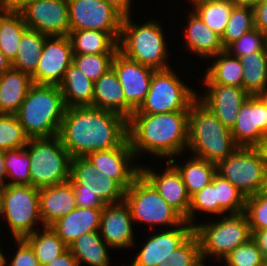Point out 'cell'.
<instances>
[{"instance_id": "62", "label": "cell", "mask_w": 267, "mask_h": 266, "mask_svg": "<svg viewBox=\"0 0 267 266\" xmlns=\"http://www.w3.org/2000/svg\"><path fill=\"white\" fill-rule=\"evenodd\" d=\"M3 188H0V215H2Z\"/></svg>"}, {"instance_id": "38", "label": "cell", "mask_w": 267, "mask_h": 266, "mask_svg": "<svg viewBox=\"0 0 267 266\" xmlns=\"http://www.w3.org/2000/svg\"><path fill=\"white\" fill-rule=\"evenodd\" d=\"M253 28H255V25L252 6L235 5L232 8L225 31L220 38L223 48L226 49L231 43Z\"/></svg>"}, {"instance_id": "13", "label": "cell", "mask_w": 267, "mask_h": 266, "mask_svg": "<svg viewBox=\"0 0 267 266\" xmlns=\"http://www.w3.org/2000/svg\"><path fill=\"white\" fill-rule=\"evenodd\" d=\"M70 31L108 32L117 42L123 16L105 0H68Z\"/></svg>"}, {"instance_id": "31", "label": "cell", "mask_w": 267, "mask_h": 266, "mask_svg": "<svg viewBox=\"0 0 267 266\" xmlns=\"http://www.w3.org/2000/svg\"><path fill=\"white\" fill-rule=\"evenodd\" d=\"M168 161L181 175L190 197L212 182L214 176L217 174L216 164L205 159L193 157V159L190 158L183 166H177L174 158Z\"/></svg>"}, {"instance_id": "59", "label": "cell", "mask_w": 267, "mask_h": 266, "mask_svg": "<svg viewBox=\"0 0 267 266\" xmlns=\"http://www.w3.org/2000/svg\"><path fill=\"white\" fill-rule=\"evenodd\" d=\"M267 107V87L258 95Z\"/></svg>"}, {"instance_id": "28", "label": "cell", "mask_w": 267, "mask_h": 266, "mask_svg": "<svg viewBox=\"0 0 267 266\" xmlns=\"http://www.w3.org/2000/svg\"><path fill=\"white\" fill-rule=\"evenodd\" d=\"M92 107L111 111L125 117V95L112 68L94 82Z\"/></svg>"}, {"instance_id": "51", "label": "cell", "mask_w": 267, "mask_h": 266, "mask_svg": "<svg viewBox=\"0 0 267 266\" xmlns=\"http://www.w3.org/2000/svg\"><path fill=\"white\" fill-rule=\"evenodd\" d=\"M252 239L256 242L264 258L267 260V228L258 231H251Z\"/></svg>"}, {"instance_id": "35", "label": "cell", "mask_w": 267, "mask_h": 266, "mask_svg": "<svg viewBox=\"0 0 267 266\" xmlns=\"http://www.w3.org/2000/svg\"><path fill=\"white\" fill-rule=\"evenodd\" d=\"M43 229L42 234L35 231L23 238L32 248L40 266L47 265L68 249L51 227H43Z\"/></svg>"}, {"instance_id": "36", "label": "cell", "mask_w": 267, "mask_h": 266, "mask_svg": "<svg viewBox=\"0 0 267 266\" xmlns=\"http://www.w3.org/2000/svg\"><path fill=\"white\" fill-rule=\"evenodd\" d=\"M192 5L201 20L221 38L235 5L229 0H198Z\"/></svg>"}, {"instance_id": "4", "label": "cell", "mask_w": 267, "mask_h": 266, "mask_svg": "<svg viewBox=\"0 0 267 266\" xmlns=\"http://www.w3.org/2000/svg\"><path fill=\"white\" fill-rule=\"evenodd\" d=\"M65 109L59 86L34 84L15 115L30 139L49 138L58 135Z\"/></svg>"}, {"instance_id": "21", "label": "cell", "mask_w": 267, "mask_h": 266, "mask_svg": "<svg viewBox=\"0 0 267 266\" xmlns=\"http://www.w3.org/2000/svg\"><path fill=\"white\" fill-rule=\"evenodd\" d=\"M132 221L129 206L124 201L106 205L99 228L102 239L112 248L131 247L134 243Z\"/></svg>"}, {"instance_id": "25", "label": "cell", "mask_w": 267, "mask_h": 266, "mask_svg": "<svg viewBox=\"0 0 267 266\" xmlns=\"http://www.w3.org/2000/svg\"><path fill=\"white\" fill-rule=\"evenodd\" d=\"M33 85L32 76L14 68L0 74V114H15Z\"/></svg>"}, {"instance_id": "43", "label": "cell", "mask_w": 267, "mask_h": 266, "mask_svg": "<svg viewBox=\"0 0 267 266\" xmlns=\"http://www.w3.org/2000/svg\"><path fill=\"white\" fill-rule=\"evenodd\" d=\"M202 262L199 239L193 233L172 252L167 262H162L158 266H199Z\"/></svg>"}, {"instance_id": "58", "label": "cell", "mask_w": 267, "mask_h": 266, "mask_svg": "<svg viewBox=\"0 0 267 266\" xmlns=\"http://www.w3.org/2000/svg\"><path fill=\"white\" fill-rule=\"evenodd\" d=\"M0 8L11 9V0H0Z\"/></svg>"}, {"instance_id": "2", "label": "cell", "mask_w": 267, "mask_h": 266, "mask_svg": "<svg viewBox=\"0 0 267 266\" xmlns=\"http://www.w3.org/2000/svg\"><path fill=\"white\" fill-rule=\"evenodd\" d=\"M188 118L189 111L132 113L128 139L134 155L145 151L161 158L178 156L188 145Z\"/></svg>"}, {"instance_id": "40", "label": "cell", "mask_w": 267, "mask_h": 266, "mask_svg": "<svg viewBox=\"0 0 267 266\" xmlns=\"http://www.w3.org/2000/svg\"><path fill=\"white\" fill-rule=\"evenodd\" d=\"M5 167L9 185H31L30 156L27 147L6 150Z\"/></svg>"}, {"instance_id": "34", "label": "cell", "mask_w": 267, "mask_h": 266, "mask_svg": "<svg viewBox=\"0 0 267 266\" xmlns=\"http://www.w3.org/2000/svg\"><path fill=\"white\" fill-rule=\"evenodd\" d=\"M47 37L38 31L27 29L21 36L12 68L32 76L36 72Z\"/></svg>"}, {"instance_id": "24", "label": "cell", "mask_w": 267, "mask_h": 266, "mask_svg": "<svg viewBox=\"0 0 267 266\" xmlns=\"http://www.w3.org/2000/svg\"><path fill=\"white\" fill-rule=\"evenodd\" d=\"M102 209L76 207L50 227L69 247L81 235L99 230Z\"/></svg>"}, {"instance_id": "60", "label": "cell", "mask_w": 267, "mask_h": 266, "mask_svg": "<svg viewBox=\"0 0 267 266\" xmlns=\"http://www.w3.org/2000/svg\"><path fill=\"white\" fill-rule=\"evenodd\" d=\"M11 9L0 8V20L10 11Z\"/></svg>"}, {"instance_id": "16", "label": "cell", "mask_w": 267, "mask_h": 266, "mask_svg": "<svg viewBox=\"0 0 267 266\" xmlns=\"http://www.w3.org/2000/svg\"><path fill=\"white\" fill-rule=\"evenodd\" d=\"M72 62L73 49L69 36L47 37L36 72L32 75L33 83L59 86Z\"/></svg>"}, {"instance_id": "27", "label": "cell", "mask_w": 267, "mask_h": 266, "mask_svg": "<svg viewBox=\"0 0 267 266\" xmlns=\"http://www.w3.org/2000/svg\"><path fill=\"white\" fill-rule=\"evenodd\" d=\"M188 19L185 40L191 52L209 59L224 50L220 37L194 11Z\"/></svg>"}, {"instance_id": "54", "label": "cell", "mask_w": 267, "mask_h": 266, "mask_svg": "<svg viewBox=\"0 0 267 266\" xmlns=\"http://www.w3.org/2000/svg\"><path fill=\"white\" fill-rule=\"evenodd\" d=\"M12 68L11 61L5 56V54L0 50V74Z\"/></svg>"}, {"instance_id": "50", "label": "cell", "mask_w": 267, "mask_h": 266, "mask_svg": "<svg viewBox=\"0 0 267 266\" xmlns=\"http://www.w3.org/2000/svg\"><path fill=\"white\" fill-rule=\"evenodd\" d=\"M45 266H78V263L71 251L67 249L63 254Z\"/></svg>"}, {"instance_id": "22", "label": "cell", "mask_w": 267, "mask_h": 266, "mask_svg": "<svg viewBox=\"0 0 267 266\" xmlns=\"http://www.w3.org/2000/svg\"><path fill=\"white\" fill-rule=\"evenodd\" d=\"M162 174H156L149 167L142 168L140 173L154 186L162 198L174 208L184 219L188 216L191 197L187 192L181 175L168 161Z\"/></svg>"}, {"instance_id": "1", "label": "cell", "mask_w": 267, "mask_h": 266, "mask_svg": "<svg viewBox=\"0 0 267 266\" xmlns=\"http://www.w3.org/2000/svg\"><path fill=\"white\" fill-rule=\"evenodd\" d=\"M58 136L72 158L121 146L128 139V119L92 106L66 108Z\"/></svg>"}, {"instance_id": "56", "label": "cell", "mask_w": 267, "mask_h": 266, "mask_svg": "<svg viewBox=\"0 0 267 266\" xmlns=\"http://www.w3.org/2000/svg\"><path fill=\"white\" fill-rule=\"evenodd\" d=\"M233 5L253 6L260 0H229Z\"/></svg>"}, {"instance_id": "17", "label": "cell", "mask_w": 267, "mask_h": 266, "mask_svg": "<svg viewBox=\"0 0 267 266\" xmlns=\"http://www.w3.org/2000/svg\"><path fill=\"white\" fill-rule=\"evenodd\" d=\"M86 158L96 167L98 172L116 180L125 190L140 174L139 166L136 167L130 163L135 159V155L129 139L121 146L89 153Z\"/></svg>"}, {"instance_id": "42", "label": "cell", "mask_w": 267, "mask_h": 266, "mask_svg": "<svg viewBox=\"0 0 267 266\" xmlns=\"http://www.w3.org/2000/svg\"><path fill=\"white\" fill-rule=\"evenodd\" d=\"M115 54H73V63L84 75L95 82L111 68Z\"/></svg>"}, {"instance_id": "47", "label": "cell", "mask_w": 267, "mask_h": 266, "mask_svg": "<svg viewBox=\"0 0 267 266\" xmlns=\"http://www.w3.org/2000/svg\"><path fill=\"white\" fill-rule=\"evenodd\" d=\"M245 215L247 216L250 231L267 228V192L246 197Z\"/></svg>"}, {"instance_id": "18", "label": "cell", "mask_w": 267, "mask_h": 266, "mask_svg": "<svg viewBox=\"0 0 267 266\" xmlns=\"http://www.w3.org/2000/svg\"><path fill=\"white\" fill-rule=\"evenodd\" d=\"M238 147H257L267 132V107L261 98L249 96L230 129Z\"/></svg>"}, {"instance_id": "44", "label": "cell", "mask_w": 267, "mask_h": 266, "mask_svg": "<svg viewBox=\"0 0 267 266\" xmlns=\"http://www.w3.org/2000/svg\"><path fill=\"white\" fill-rule=\"evenodd\" d=\"M224 260L228 266H263L267 262L252 238L236 247Z\"/></svg>"}, {"instance_id": "9", "label": "cell", "mask_w": 267, "mask_h": 266, "mask_svg": "<svg viewBox=\"0 0 267 266\" xmlns=\"http://www.w3.org/2000/svg\"><path fill=\"white\" fill-rule=\"evenodd\" d=\"M124 202L129 206L132 220L137 223L176 227L184 221L141 173L125 190Z\"/></svg>"}, {"instance_id": "20", "label": "cell", "mask_w": 267, "mask_h": 266, "mask_svg": "<svg viewBox=\"0 0 267 266\" xmlns=\"http://www.w3.org/2000/svg\"><path fill=\"white\" fill-rule=\"evenodd\" d=\"M205 97H197L225 126L232 128L239 110L249 95L243 88L218 84H206ZM201 98V99H200Z\"/></svg>"}, {"instance_id": "14", "label": "cell", "mask_w": 267, "mask_h": 266, "mask_svg": "<svg viewBox=\"0 0 267 266\" xmlns=\"http://www.w3.org/2000/svg\"><path fill=\"white\" fill-rule=\"evenodd\" d=\"M17 11L30 30L48 37L69 35L68 0H29Z\"/></svg>"}, {"instance_id": "3", "label": "cell", "mask_w": 267, "mask_h": 266, "mask_svg": "<svg viewBox=\"0 0 267 266\" xmlns=\"http://www.w3.org/2000/svg\"><path fill=\"white\" fill-rule=\"evenodd\" d=\"M230 128L225 126L198 98L188 118V145L197 158L217 164L236 149Z\"/></svg>"}, {"instance_id": "37", "label": "cell", "mask_w": 267, "mask_h": 266, "mask_svg": "<svg viewBox=\"0 0 267 266\" xmlns=\"http://www.w3.org/2000/svg\"><path fill=\"white\" fill-rule=\"evenodd\" d=\"M28 29L22 15L11 9L0 20V50L11 61H14L22 34Z\"/></svg>"}, {"instance_id": "46", "label": "cell", "mask_w": 267, "mask_h": 266, "mask_svg": "<svg viewBox=\"0 0 267 266\" xmlns=\"http://www.w3.org/2000/svg\"><path fill=\"white\" fill-rule=\"evenodd\" d=\"M196 210L206 213H215L219 216V201H217L216 188L214 187V178L212 182H210L202 190L197 191L191 196L188 216L184 219L191 226H194L192 222L194 221V211Z\"/></svg>"}, {"instance_id": "49", "label": "cell", "mask_w": 267, "mask_h": 266, "mask_svg": "<svg viewBox=\"0 0 267 266\" xmlns=\"http://www.w3.org/2000/svg\"><path fill=\"white\" fill-rule=\"evenodd\" d=\"M252 8L255 28L267 35V0H260Z\"/></svg>"}, {"instance_id": "52", "label": "cell", "mask_w": 267, "mask_h": 266, "mask_svg": "<svg viewBox=\"0 0 267 266\" xmlns=\"http://www.w3.org/2000/svg\"><path fill=\"white\" fill-rule=\"evenodd\" d=\"M114 9H116L123 17L130 16L131 0H105Z\"/></svg>"}, {"instance_id": "6", "label": "cell", "mask_w": 267, "mask_h": 266, "mask_svg": "<svg viewBox=\"0 0 267 266\" xmlns=\"http://www.w3.org/2000/svg\"><path fill=\"white\" fill-rule=\"evenodd\" d=\"M69 181L77 207L104 208L124 201L125 189L116 180L98 172L86 157L71 159Z\"/></svg>"}, {"instance_id": "5", "label": "cell", "mask_w": 267, "mask_h": 266, "mask_svg": "<svg viewBox=\"0 0 267 266\" xmlns=\"http://www.w3.org/2000/svg\"><path fill=\"white\" fill-rule=\"evenodd\" d=\"M156 21L134 24L130 16L123 17L118 51L128 59L154 70L169 69L163 31ZM168 64V65H167Z\"/></svg>"}, {"instance_id": "26", "label": "cell", "mask_w": 267, "mask_h": 266, "mask_svg": "<svg viewBox=\"0 0 267 266\" xmlns=\"http://www.w3.org/2000/svg\"><path fill=\"white\" fill-rule=\"evenodd\" d=\"M66 108L93 105L94 82L72 62L59 85Z\"/></svg>"}, {"instance_id": "30", "label": "cell", "mask_w": 267, "mask_h": 266, "mask_svg": "<svg viewBox=\"0 0 267 266\" xmlns=\"http://www.w3.org/2000/svg\"><path fill=\"white\" fill-rule=\"evenodd\" d=\"M217 60L209 66L204 78L205 84H218L242 88V64L240 59L231 56L225 49L214 56Z\"/></svg>"}, {"instance_id": "39", "label": "cell", "mask_w": 267, "mask_h": 266, "mask_svg": "<svg viewBox=\"0 0 267 266\" xmlns=\"http://www.w3.org/2000/svg\"><path fill=\"white\" fill-rule=\"evenodd\" d=\"M217 201H219V215L240 214L245 211L246 196L233 186L228 180L216 174L214 176Z\"/></svg>"}, {"instance_id": "15", "label": "cell", "mask_w": 267, "mask_h": 266, "mask_svg": "<svg viewBox=\"0 0 267 266\" xmlns=\"http://www.w3.org/2000/svg\"><path fill=\"white\" fill-rule=\"evenodd\" d=\"M111 68L121 83L125 95V118L129 119L144 102L156 70L128 59L119 51L113 58Z\"/></svg>"}, {"instance_id": "61", "label": "cell", "mask_w": 267, "mask_h": 266, "mask_svg": "<svg viewBox=\"0 0 267 266\" xmlns=\"http://www.w3.org/2000/svg\"><path fill=\"white\" fill-rule=\"evenodd\" d=\"M6 263L7 262H6L5 256H3L1 252V247H0V266H5Z\"/></svg>"}, {"instance_id": "57", "label": "cell", "mask_w": 267, "mask_h": 266, "mask_svg": "<svg viewBox=\"0 0 267 266\" xmlns=\"http://www.w3.org/2000/svg\"><path fill=\"white\" fill-rule=\"evenodd\" d=\"M29 0H11V9L17 10L22 4Z\"/></svg>"}, {"instance_id": "32", "label": "cell", "mask_w": 267, "mask_h": 266, "mask_svg": "<svg viewBox=\"0 0 267 266\" xmlns=\"http://www.w3.org/2000/svg\"><path fill=\"white\" fill-rule=\"evenodd\" d=\"M73 54L117 53L118 42L108 33L97 30L69 31Z\"/></svg>"}, {"instance_id": "45", "label": "cell", "mask_w": 267, "mask_h": 266, "mask_svg": "<svg viewBox=\"0 0 267 266\" xmlns=\"http://www.w3.org/2000/svg\"><path fill=\"white\" fill-rule=\"evenodd\" d=\"M225 50L237 58L256 51H267V35L257 28H253L231 43Z\"/></svg>"}, {"instance_id": "48", "label": "cell", "mask_w": 267, "mask_h": 266, "mask_svg": "<svg viewBox=\"0 0 267 266\" xmlns=\"http://www.w3.org/2000/svg\"><path fill=\"white\" fill-rule=\"evenodd\" d=\"M15 242H17L18 249L10 266H40L32 248L23 238L15 239Z\"/></svg>"}, {"instance_id": "12", "label": "cell", "mask_w": 267, "mask_h": 266, "mask_svg": "<svg viewBox=\"0 0 267 266\" xmlns=\"http://www.w3.org/2000/svg\"><path fill=\"white\" fill-rule=\"evenodd\" d=\"M2 215L6 216L14 239H22L36 231L41 220L39 189L31 185H7L3 189Z\"/></svg>"}, {"instance_id": "63", "label": "cell", "mask_w": 267, "mask_h": 266, "mask_svg": "<svg viewBox=\"0 0 267 266\" xmlns=\"http://www.w3.org/2000/svg\"><path fill=\"white\" fill-rule=\"evenodd\" d=\"M264 191L267 192V165H266V175H265V187Z\"/></svg>"}, {"instance_id": "53", "label": "cell", "mask_w": 267, "mask_h": 266, "mask_svg": "<svg viewBox=\"0 0 267 266\" xmlns=\"http://www.w3.org/2000/svg\"><path fill=\"white\" fill-rule=\"evenodd\" d=\"M5 179H7L5 167V151L0 149V188L4 189L8 185V183L4 181Z\"/></svg>"}, {"instance_id": "19", "label": "cell", "mask_w": 267, "mask_h": 266, "mask_svg": "<svg viewBox=\"0 0 267 266\" xmlns=\"http://www.w3.org/2000/svg\"><path fill=\"white\" fill-rule=\"evenodd\" d=\"M193 233L194 226L184 220L175 228L166 229L151 236L141 248L131 266H158L162 262H167L168 258L172 256V252L180 247Z\"/></svg>"}, {"instance_id": "7", "label": "cell", "mask_w": 267, "mask_h": 266, "mask_svg": "<svg viewBox=\"0 0 267 266\" xmlns=\"http://www.w3.org/2000/svg\"><path fill=\"white\" fill-rule=\"evenodd\" d=\"M26 147L30 156L31 186L40 189L69 181L72 157L58 135L32 138Z\"/></svg>"}, {"instance_id": "41", "label": "cell", "mask_w": 267, "mask_h": 266, "mask_svg": "<svg viewBox=\"0 0 267 266\" xmlns=\"http://www.w3.org/2000/svg\"><path fill=\"white\" fill-rule=\"evenodd\" d=\"M30 138L15 114H0V149L25 148Z\"/></svg>"}, {"instance_id": "23", "label": "cell", "mask_w": 267, "mask_h": 266, "mask_svg": "<svg viewBox=\"0 0 267 266\" xmlns=\"http://www.w3.org/2000/svg\"><path fill=\"white\" fill-rule=\"evenodd\" d=\"M39 207L43 227H50L73 211L77 205L71 182L40 188Z\"/></svg>"}, {"instance_id": "33", "label": "cell", "mask_w": 267, "mask_h": 266, "mask_svg": "<svg viewBox=\"0 0 267 266\" xmlns=\"http://www.w3.org/2000/svg\"><path fill=\"white\" fill-rule=\"evenodd\" d=\"M242 64V88L249 96L259 95L267 87V51L239 57Z\"/></svg>"}, {"instance_id": "11", "label": "cell", "mask_w": 267, "mask_h": 266, "mask_svg": "<svg viewBox=\"0 0 267 266\" xmlns=\"http://www.w3.org/2000/svg\"><path fill=\"white\" fill-rule=\"evenodd\" d=\"M266 165L257 147H237L216 167L218 175L249 197L264 191Z\"/></svg>"}, {"instance_id": "64", "label": "cell", "mask_w": 267, "mask_h": 266, "mask_svg": "<svg viewBox=\"0 0 267 266\" xmlns=\"http://www.w3.org/2000/svg\"><path fill=\"white\" fill-rule=\"evenodd\" d=\"M191 2H192V4L194 3V2H196V1H198V0H190Z\"/></svg>"}, {"instance_id": "55", "label": "cell", "mask_w": 267, "mask_h": 266, "mask_svg": "<svg viewBox=\"0 0 267 266\" xmlns=\"http://www.w3.org/2000/svg\"><path fill=\"white\" fill-rule=\"evenodd\" d=\"M257 148L261 152L262 157L267 163V132L263 134L261 143L257 146Z\"/></svg>"}, {"instance_id": "10", "label": "cell", "mask_w": 267, "mask_h": 266, "mask_svg": "<svg viewBox=\"0 0 267 266\" xmlns=\"http://www.w3.org/2000/svg\"><path fill=\"white\" fill-rule=\"evenodd\" d=\"M198 95L177 77L171 68L156 70L144 102L133 113L160 114L189 111Z\"/></svg>"}, {"instance_id": "29", "label": "cell", "mask_w": 267, "mask_h": 266, "mask_svg": "<svg viewBox=\"0 0 267 266\" xmlns=\"http://www.w3.org/2000/svg\"><path fill=\"white\" fill-rule=\"evenodd\" d=\"M106 246L109 247L99 230H96L78 237L68 249L77 260L78 266L82 262L90 266H109L110 256Z\"/></svg>"}, {"instance_id": "8", "label": "cell", "mask_w": 267, "mask_h": 266, "mask_svg": "<svg viewBox=\"0 0 267 266\" xmlns=\"http://www.w3.org/2000/svg\"><path fill=\"white\" fill-rule=\"evenodd\" d=\"M228 216L217 222L194 225V233L200 243L202 261L208 255L215 256L219 260L224 259L236 247L252 238L244 212L228 214Z\"/></svg>"}]
</instances>
